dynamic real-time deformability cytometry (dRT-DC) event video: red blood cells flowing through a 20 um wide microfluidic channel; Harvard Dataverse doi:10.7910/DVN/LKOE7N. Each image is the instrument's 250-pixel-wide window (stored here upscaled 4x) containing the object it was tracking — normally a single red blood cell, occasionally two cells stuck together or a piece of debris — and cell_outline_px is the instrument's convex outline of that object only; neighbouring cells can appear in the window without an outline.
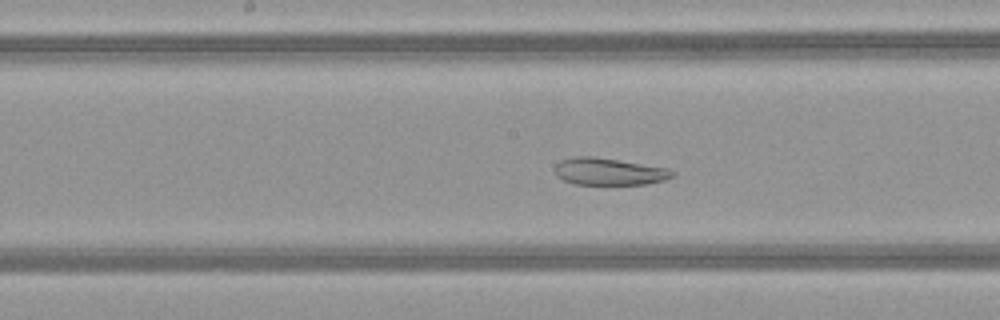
{"species": "common noctule bat (a hibernating species)", "species_latin": "Nyctalus noctula", "temperature_condition": "warm", "stored_images_in_passage": 34, "camera_frame_rate_fps": 3000, "um_per_image_px": 0.085, "animal": {"sex": "female", "body_mass_g": 21.9}, "frame": {"image": 1, "passage_image": 10, "time_ms": 3.0, "image_size_px": [1000, 320], "cell_outline_px": [[676, 172], [672, 176], [664, 180], [648, 184], [576, 184], [564, 180], [556, 176], [556, 164], [560, 160], [572, 156], [592, 156], [668, 168]], "centroid_in_image_um": [51.76, 14.58], "position_along_channel_um": 196.4, "area_um2": 18.44}}
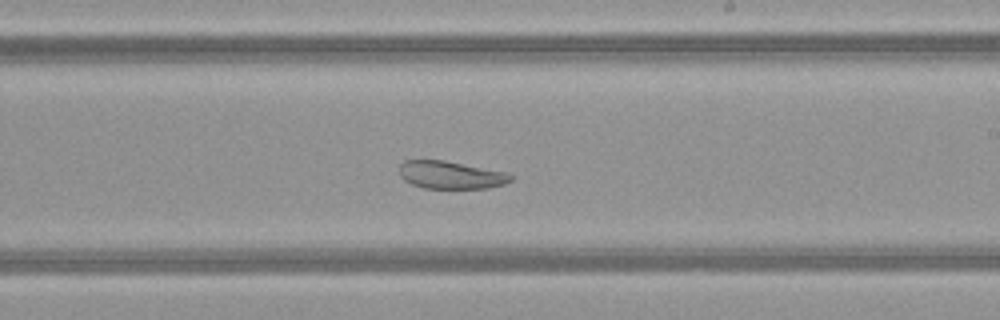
{"frame": {"image": 2, "passage_image": 14, "time_ms": 4.333, "image_size_px": [1000, 320], "cell_outline_px": [[516, 176], [512, 180], [504, 184], [488, 188], [424, 188], [412, 184], [404, 180], [400, 176], [400, 164], [404, 160], [444, 160], [504, 172]], "centroid_in_image_um": [38.31, 14.87], "position_along_channel_um": 250.7, "area_um2": 17.92}}
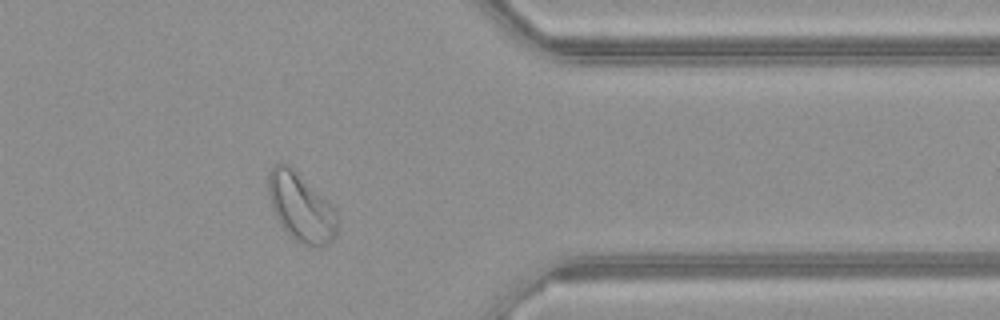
{"frame": {"image": 3, "passage_image": 25, "time_ms": 8.0, "image_size_px": [1000, 320], "cell_outline_px": [[336, 236], [328, 244], [320, 248], [316, 248], [304, 244], [296, 240], [280, 224], [272, 208], [268, 192], [268, 172], [276, 164], [288, 164], [332, 204], [336, 208]], "centroid_in_image_um": [25.59, 17.64], "position_along_channel_um": 385.8, "area_um2": 27.28}}